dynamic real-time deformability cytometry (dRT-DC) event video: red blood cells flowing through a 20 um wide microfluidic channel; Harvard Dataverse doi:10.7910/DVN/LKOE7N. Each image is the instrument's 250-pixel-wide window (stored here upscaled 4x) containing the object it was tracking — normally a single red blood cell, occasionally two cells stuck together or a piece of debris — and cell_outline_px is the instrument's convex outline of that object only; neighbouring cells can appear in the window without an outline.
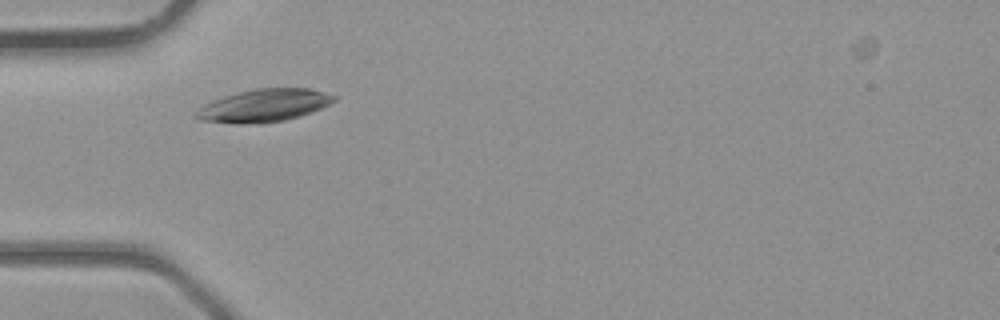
{"species": "common noctule bat (a hibernating species)", "species_latin": "Nyctalus noctula", "temperature_condition": "room temperature", "stored_images_in_passage": 3, "camera_frame_rate_fps": 3000, "um_per_image_px": 0.085, "animal": {"sex": "male", "body_mass_g": 23.1, "forearm_length_mm": 52.7}, "frame": {"image": 1, "passage_image": 1, "time_ms": 0.0, "image_size_px": [1000, 320], "cell_outline_px": [[336, 100], [312, 112], [300, 116], [284, 120], [244, 124], [236, 124], [200, 120], [192, 116], [204, 104], [212, 100], [240, 92], [256, 88], [308, 88], [324, 92], [336, 96]], "centroid_in_image_um": [22.42, 8.97], "position_along_channel_um": 62.6, "area_um2": 26.01}}
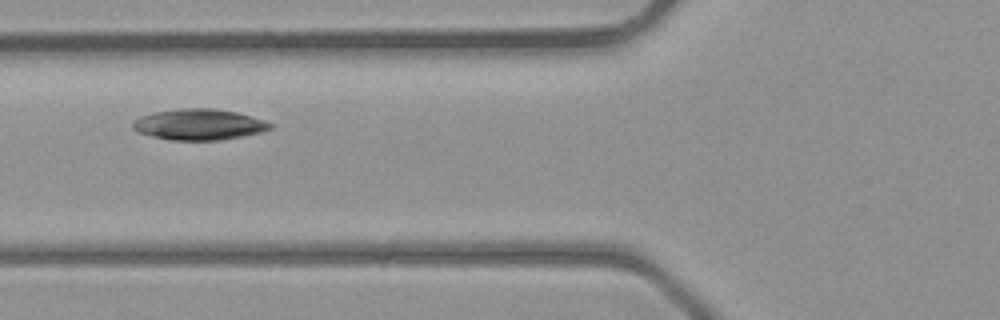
{"frame": {"image": 2, "passage_image": 2, "time_ms": 1.0, "image_size_px": [1000, 320], "cell_outline_px": [[272, 128], [260, 132], [244, 136], [220, 140], [168, 140], [136, 132], [132, 128], [132, 124], [140, 116], [156, 112], [180, 108], [212, 108], [236, 112], [264, 120], [272, 124]], "centroid_in_image_um": [16.9, 10.58], "position_along_channel_um": 108.9, "area_um2": 24.74}}
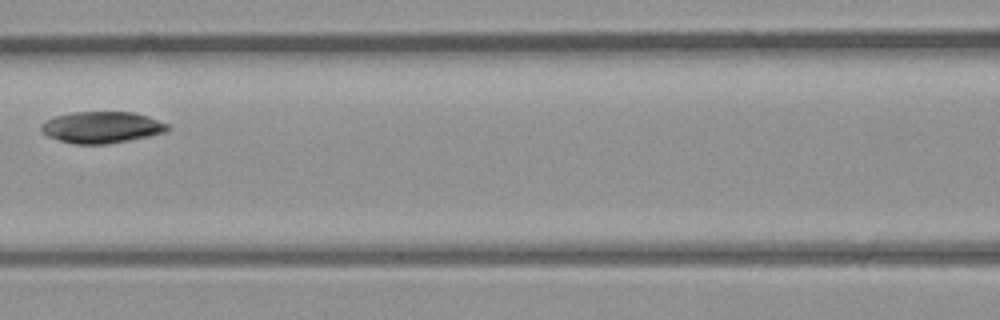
{"frame": {"image": 3, "passage_image": 3, "time_ms": 2.0, "image_size_px": [1000, 320], "cell_outline_px": [[172, 128], [164, 132], [148, 136], [108, 144], [76, 144], [60, 140], [48, 136], [40, 132], [40, 124], [56, 116], [72, 112], [132, 112], [148, 116], [172, 124]], "centroid_in_image_um": [8.68, 10.81], "position_along_channel_um": 157.9, "area_um2": 23.29}}